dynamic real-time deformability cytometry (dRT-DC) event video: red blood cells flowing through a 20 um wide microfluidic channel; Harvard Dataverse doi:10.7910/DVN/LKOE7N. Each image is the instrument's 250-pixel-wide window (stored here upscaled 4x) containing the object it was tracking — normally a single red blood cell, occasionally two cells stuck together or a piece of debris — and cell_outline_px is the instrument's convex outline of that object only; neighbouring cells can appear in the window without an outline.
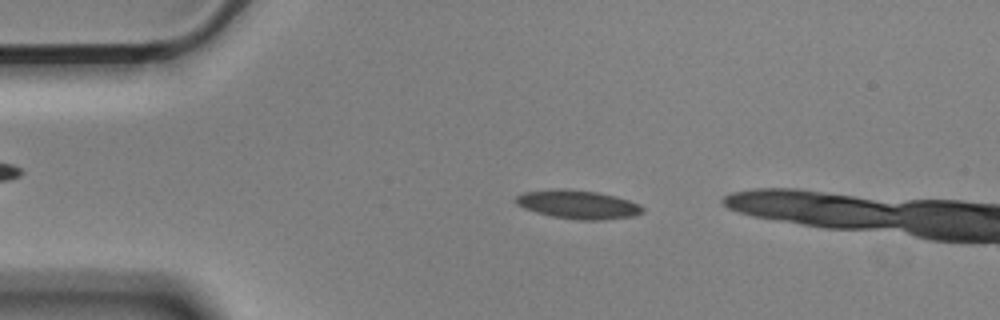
{"species": "Egyptian fruit bat (a non-hibernating species)", "species_latin": "Rousettus aegyptiacus", "temperature_condition": "cold", "stored_images_in_passage": 7, "camera_frame_rate_fps": 3000, "um_per_image_px": 0.085, "animal": {"sex": "male"}, "frame": {"image": 1, "passage_image": 3, "time_ms": 0.667, "image_size_px": [1000, 320], "cell_outline_px": [[644, 212], [632, 216], [604, 220], [576, 220], [552, 216], [536, 212], [524, 208], [516, 204], [512, 200], [516, 196], [524, 192], [560, 188], [568, 188], [596, 192], [616, 196], [640, 204], [644, 208]], "centroid_in_image_um": [49.11, 17.38], "position_along_channel_um": 35.9, "area_um2": 21.33}}